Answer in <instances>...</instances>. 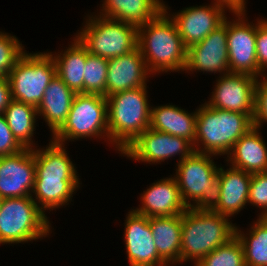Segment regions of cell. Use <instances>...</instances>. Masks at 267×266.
Returning <instances> with one entry per match:
<instances>
[{"label":"cell","instance_id":"1","mask_svg":"<svg viewBox=\"0 0 267 266\" xmlns=\"http://www.w3.org/2000/svg\"><path fill=\"white\" fill-rule=\"evenodd\" d=\"M64 146L51 140L46 149H35L36 174L31 195L44 213L68 205L80 184Z\"/></svg>","mask_w":267,"mask_h":266},{"label":"cell","instance_id":"2","mask_svg":"<svg viewBox=\"0 0 267 266\" xmlns=\"http://www.w3.org/2000/svg\"><path fill=\"white\" fill-rule=\"evenodd\" d=\"M167 9L163 4V10L154 19L138 27L137 47L150 75L185 69L187 48Z\"/></svg>","mask_w":267,"mask_h":266},{"label":"cell","instance_id":"3","mask_svg":"<svg viewBox=\"0 0 267 266\" xmlns=\"http://www.w3.org/2000/svg\"><path fill=\"white\" fill-rule=\"evenodd\" d=\"M210 208H188L182 214L180 263L189 259L196 265L218 246L236 236V225Z\"/></svg>","mask_w":267,"mask_h":266},{"label":"cell","instance_id":"4","mask_svg":"<svg viewBox=\"0 0 267 266\" xmlns=\"http://www.w3.org/2000/svg\"><path fill=\"white\" fill-rule=\"evenodd\" d=\"M252 127L248 114L213 108L205 102L197 110L194 151L228 155L236 141Z\"/></svg>","mask_w":267,"mask_h":266},{"label":"cell","instance_id":"5","mask_svg":"<svg viewBox=\"0 0 267 266\" xmlns=\"http://www.w3.org/2000/svg\"><path fill=\"white\" fill-rule=\"evenodd\" d=\"M147 85L106 97L110 143L122 152L150 125Z\"/></svg>","mask_w":267,"mask_h":266},{"label":"cell","instance_id":"6","mask_svg":"<svg viewBox=\"0 0 267 266\" xmlns=\"http://www.w3.org/2000/svg\"><path fill=\"white\" fill-rule=\"evenodd\" d=\"M86 20L85 28L75 36L90 54L109 60L137 48L138 27L101 15Z\"/></svg>","mask_w":267,"mask_h":266},{"label":"cell","instance_id":"7","mask_svg":"<svg viewBox=\"0 0 267 266\" xmlns=\"http://www.w3.org/2000/svg\"><path fill=\"white\" fill-rule=\"evenodd\" d=\"M48 218L32 196L4 198L0 210V244L24 243L49 235Z\"/></svg>","mask_w":267,"mask_h":266},{"label":"cell","instance_id":"8","mask_svg":"<svg viewBox=\"0 0 267 266\" xmlns=\"http://www.w3.org/2000/svg\"><path fill=\"white\" fill-rule=\"evenodd\" d=\"M212 156L194 151L177 163L174 178L188 208L208 209L216 202L219 167L214 164Z\"/></svg>","mask_w":267,"mask_h":266},{"label":"cell","instance_id":"9","mask_svg":"<svg viewBox=\"0 0 267 266\" xmlns=\"http://www.w3.org/2000/svg\"><path fill=\"white\" fill-rule=\"evenodd\" d=\"M102 135L109 139L106 97L77 93L65 123L52 140L64 145L68 139L74 141L85 137L99 138Z\"/></svg>","mask_w":267,"mask_h":266},{"label":"cell","instance_id":"10","mask_svg":"<svg viewBox=\"0 0 267 266\" xmlns=\"http://www.w3.org/2000/svg\"><path fill=\"white\" fill-rule=\"evenodd\" d=\"M55 75L56 65L49 52H25L7 77L12 99L37 108Z\"/></svg>","mask_w":267,"mask_h":266},{"label":"cell","instance_id":"11","mask_svg":"<svg viewBox=\"0 0 267 266\" xmlns=\"http://www.w3.org/2000/svg\"><path fill=\"white\" fill-rule=\"evenodd\" d=\"M193 152L194 147L189 140L148 128L121 153L136 161L155 164L177 154L181 155V162Z\"/></svg>","mask_w":267,"mask_h":266},{"label":"cell","instance_id":"12","mask_svg":"<svg viewBox=\"0 0 267 266\" xmlns=\"http://www.w3.org/2000/svg\"><path fill=\"white\" fill-rule=\"evenodd\" d=\"M235 16L236 21H227L229 72L249 74L258 79L261 75L265 78L266 74L258 69L256 59V24L252 25L245 20V14Z\"/></svg>","mask_w":267,"mask_h":266},{"label":"cell","instance_id":"13","mask_svg":"<svg viewBox=\"0 0 267 266\" xmlns=\"http://www.w3.org/2000/svg\"><path fill=\"white\" fill-rule=\"evenodd\" d=\"M258 78L244 73L219 76L207 105L232 112L254 115L255 86Z\"/></svg>","mask_w":267,"mask_h":266},{"label":"cell","instance_id":"14","mask_svg":"<svg viewBox=\"0 0 267 266\" xmlns=\"http://www.w3.org/2000/svg\"><path fill=\"white\" fill-rule=\"evenodd\" d=\"M35 174V148L0 156V198L32 196Z\"/></svg>","mask_w":267,"mask_h":266},{"label":"cell","instance_id":"15","mask_svg":"<svg viewBox=\"0 0 267 266\" xmlns=\"http://www.w3.org/2000/svg\"><path fill=\"white\" fill-rule=\"evenodd\" d=\"M227 17L223 23L201 42L187 48L185 71H203L227 74L229 58L227 49Z\"/></svg>","mask_w":267,"mask_h":266},{"label":"cell","instance_id":"16","mask_svg":"<svg viewBox=\"0 0 267 266\" xmlns=\"http://www.w3.org/2000/svg\"><path fill=\"white\" fill-rule=\"evenodd\" d=\"M125 222L124 240L130 266H167L158 255L149 217L128 212Z\"/></svg>","mask_w":267,"mask_h":266},{"label":"cell","instance_id":"17","mask_svg":"<svg viewBox=\"0 0 267 266\" xmlns=\"http://www.w3.org/2000/svg\"><path fill=\"white\" fill-rule=\"evenodd\" d=\"M212 5L187 7L176 15L172 14L171 19L186 48L201 42L223 23L225 10L215 3Z\"/></svg>","mask_w":267,"mask_h":266},{"label":"cell","instance_id":"18","mask_svg":"<svg viewBox=\"0 0 267 266\" xmlns=\"http://www.w3.org/2000/svg\"><path fill=\"white\" fill-rule=\"evenodd\" d=\"M218 169L216 202L210 208L213 212L231 217L246 206L249 198L251 175L231 166Z\"/></svg>","mask_w":267,"mask_h":266},{"label":"cell","instance_id":"19","mask_svg":"<svg viewBox=\"0 0 267 266\" xmlns=\"http://www.w3.org/2000/svg\"><path fill=\"white\" fill-rule=\"evenodd\" d=\"M148 73L150 74L138 47L125 55L109 59L106 97L145 86Z\"/></svg>","mask_w":267,"mask_h":266},{"label":"cell","instance_id":"20","mask_svg":"<svg viewBox=\"0 0 267 266\" xmlns=\"http://www.w3.org/2000/svg\"><path fill=\"white\" fill-rule=\"evenodd\" d=\"M142 206L134 211L146 217H162L183 214L185 205L175 178L167 177L153 183L140 198Z\"/></svg>","mask_w":267,"mask_h":266},{"label":"cell","instance_id":"21","mask_svg":"<svg viewBox=\"0 0 267 266\" xmlns=\"http://www.w3.org/2000/svg\"><path fill=\"white\" fill-rule=\"evenodd\" d=\"M259 134V129L252 127L236 141L226 160L231 167L250 174L267 172V147Z\"/></svg>","mask_w":267,"mask_h":266},{"label":"cell","instance_id":"22","mask_svg":"<svg viewBox=\"0 0 267 266\" xmlns=\"http://www.w3.org/2000/svg\"><path fill=\"white\" fill-rule=\"evenodd\" d=\"M76 94L57 74L45 89L37 112L38 116H43L52 135L65 123Z\"/></svg>","mask_w":267,"mask_h":266},{"label":"cell","instance_id":"23","mask_svg":"<svg viewBox=\"0 0 267 266\" xmlns=\"http://www.w3.org/2000/svg\"><path fill=\"white\" fill-rule=\"evenodd\" d=\"M149 224L160 258L168 266L180 263L182 214L149 217Z\"/></svg>","mask_w":267,"mask_h":266},{"label":"cell","instance_id":"24","mask_svg":"<svg viewBox=\"0 0 267 266\" xmlns=\"http://www.w3.org/2000/svg\"><path fill=\"white\" fill-rule=\"evenodd\" d=\"M196 117L197 109L188 113L176 105L151 107L149 128L185 138L194 145Z\"/></svg>","mask_w":267,"mask_h":266},{"label":"cell","instance_id":"25","mask_svg":"<svg viewBox=\"0 0 267 266\" xmlns=\"http://www.w3.org/2000/svg\"><path fill=\"white\" fill-rule=\"evenodd\" d=\"M163 4L161 0H104L99 14L139 27L154 19Z\"/></svg>","mask_w":267,"mask_h":266},{"label":"cell","instance_id":"26","mask_svg":"<svg viewBox=\"0 0 267 266\" xmlns=\"http://www.w3.org/2000/svg\"><path fill=\"white\" fill-rule=\"evenodd\" d=\"M73 41L64 52L61 51L57 55L52 52L49 54L56 65V74L61 80L74 92L84 93V66L89 52L77 37H74Z\"/></svg>","mask_w":267,"mask_h":266},{"label":"cell","instance_id":"27","mask_svg":"<svg viewBox=\"0 0 267 266\" xmlns=\"http://www.w3.org/2000/svg\"><path fill=\"white\" fill-rule=\"evenodd\" d=\"M15 138L24 148L33 149L37 108L33 105L12 99L3 113Z\"/></svg>","mask_w":267,"mask_h":266},{"label":"cell","instance_id":"28","mask_svg":"<svg viewBox=\"0 0 267 266\" xmlns=\"http://www.w3.org/2000/svg\"><path fill=\"white\" fill-rule=\"evenodd\" d=\"M249 237L236 226V237L244 248L246 266H267V218L259 217Z\"/></svg>","mask_w":267,"mask_h":266},{"label":"cell","instance_id":"29","mask_svg":"<svg viewBox=\"0 0 267 266\" xmlns=\"http://www.w3.org/2000/svg\"><path fill=\"white\" fill-rule=\"evenodd\" d=\"M194 266H246L242 243L235 236L226 244L218 246Z\"/></svg>","mask_w":267,"mask_h":266},{"label":"cell","instance_id":"30","mask_svg":"<svg viewBox=\"0 0 267 266\" xmlns=\"http://www.w3.org/2000/svg\"><path fill=\"white\" fill-rule=\"evenodd\" d=\"M84 67V93L106 97L108 59L88 53Z\"/></svg>","mask_w":267,"mask_h":266},{"label":"cell","instance_id":"31","mask_svg":"<svg viewBox=\"0 0 267 266\" xmlns=\"http://www.w3.org/2000/svg\"><path fill=\"white\" fill-rule=\"evenodd\" d=\"M15 36L0 31V76L7 78L26 50ZM24 50V51H23Z\"/></svg>","mask_w":267,"mask_h":266},{"label":"cell","instance_id":"32","mask_svg":"<svg viewBox=\"0 0 267 266\" xmlns=\"http://www.w3.org/2000/svg\"><path fill=\"white\" fill-rule=\"evenodd\" d=\"M248 203L262 208L259 217L267 218V172L251 175Z\"/></svg>","mask_w":267,"mask_h":266},{"label":"cell","instance_id":"33","mask_svg":"<svg viewBox=\"0 0 267 266\" xmlns=\"http://www.w3.org/2000/svg\"><path fill=\"white\" fill-rule=\"evenodd\" d=\"M253 127L260 129L263 122H267V79L257 81L255 86Z\"/></svg>","mask_w":267,"mask_h":266},{"label":"cell","instance_id":"34","mask_svg":"<svg viewBox=\"0 0 267 266\" xmlns=\"http://www.w3.org/2000/svg\"><path fill=\"white\" fill-rule=\"evenodd\" d=\"M25 149L15 138L3 114H0V156L13 155Z\"/></svg>","mask_w":267,"mask_h":266},{"label":"cell","instance_id":"35","mask_svg":"<svg viewBox=\"0 0 267 266\" xmlns=\"http://www.w3.org/2000/svg\"><path fill=\"white\" fill-rule=\"evenodd\" d=\"M256 59L258 69L264 74L267 68V18L256 23Z\"/></svg>","mask_w":267,"mask_h":266},{"label":"cell","instance_id":"36","mask_svg":"<svg viewBox=\"0 0 267 266\" xmlns=\"http://www.w3.org/2000/svg\"><path fill=\"white\" fill-rule=\"evenodd\" d=\"M12 100L10 84L7 78L0 80V114H3Z\"/></svg>","mask_w":267,"mask_h":266},{"label":"cell","instance_id":"37","mask_svg":"<svg viewBox=\"0 0 267 266\" xmlns=\"http://www.w3.org/2000/svg\"><path fill=\"white\" fill-rule=\"evenodd\" d=\"M1 203H2V198H0V210H1Z\"/></svg>","mask_w":267,"mask_h":266}]
</instances>
